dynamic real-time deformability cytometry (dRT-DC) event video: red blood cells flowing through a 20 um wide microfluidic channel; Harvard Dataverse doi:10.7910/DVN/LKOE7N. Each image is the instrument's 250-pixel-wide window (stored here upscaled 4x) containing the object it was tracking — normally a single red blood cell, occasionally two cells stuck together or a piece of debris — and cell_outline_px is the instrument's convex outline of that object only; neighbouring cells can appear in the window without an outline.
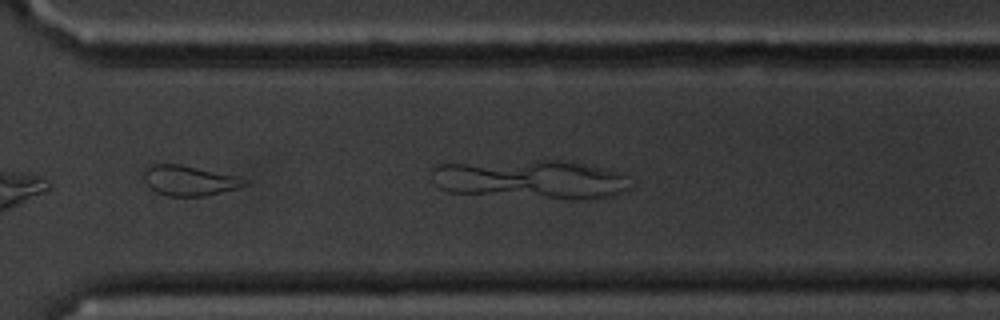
{"species": "common noctule bat (a hibernating species)", "species_latin": "Nyctalus noctula", "temperature_condition": "cold", "stored_images_in_passage": 26, "camera_frame_rate_fps": 3000, "um_per_image_px": 0.085, "animal": {"sex": "male", "body_mass_g": 20.1, "forearm_length_mm": 53.5}, "frame": {"image": 1, "passage_image": 25, "time_ms": 8.0, "image_size_px": [1000, 320], "cell_outline_px": [[248, 184], [236, 188], [204, 196], [168, 196], [156, 192], [144, 180], [144, 168], [152, 164], [180, 164], [236, 176], [248, 180]], "centroid_in_image_um": [16.06, 15.34], "position_along_channel_um": 354.5, "area_um2": 17.46}}